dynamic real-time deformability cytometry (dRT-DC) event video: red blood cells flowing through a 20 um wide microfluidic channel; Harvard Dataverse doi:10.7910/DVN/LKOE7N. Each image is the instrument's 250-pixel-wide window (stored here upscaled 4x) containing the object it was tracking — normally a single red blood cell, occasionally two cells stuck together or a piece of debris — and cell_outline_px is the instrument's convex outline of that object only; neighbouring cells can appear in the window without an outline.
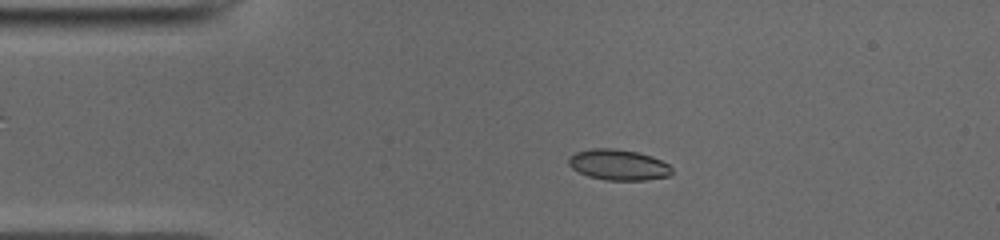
{"species": "common noctule bat (a hibernating species)", "species_latin": "Nyctalus noctula", "temperature_condition": "cold", "stored_images_in_passage": 49, "camera_frame_rate_fps": 3000, "um_per_image_px": 0.085, "animal": {"sex": "male", "body_mass_g": 19.0, "forearm_length_mm": 50.8}, "frame": {"image": 1, "passage_image": 9, "time_ms": 2.667, "image_size_px": [1000, 240], "cell_outline_px": [[672, 172], [668, 176], [644, 180], [604, 180], [588, 176], [572, 168], [568, 164], [568, 156], [576, 152], [592, 148], [612, 148], [636, 152], [652, 156], [668, 164], [672, 168]], "centroid_in_image_um": [52.54, 14.0], "position_along_channel_um": 32.5, "area_um2": 18.44}}
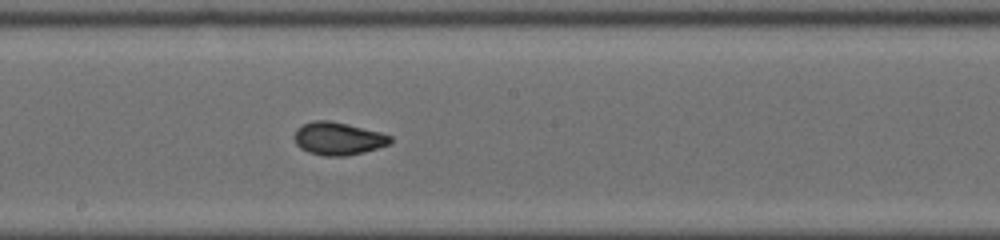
{"frame": {"image": 2, "passage_image": 26, "time_ms": 8.333, "image_size_px": [1000, 240], "cell_outline_px": [[392, 144], [364, 152], [344, 156], [324, 156], [308, 152], [300, 148], [296, 144], [292, 136], [296, 128], [312, 120], [328, 120], [348, 124], [380, 132], [392, 136]], "centroid_in_image_um": [28.73, 11.78], "position_along_channel_um": 219.5, "area_um2": 18.61}}
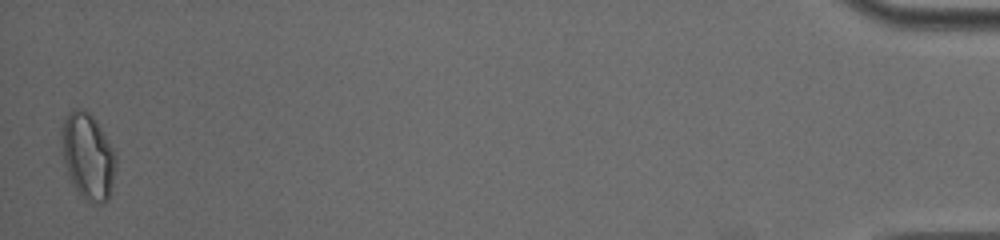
{"frame": {"image": 3, "passage_image": 49, "time_ms": 16.0, "image_size_px": [1000, 240], "cell_outline_px": [[116, 168], [112, 192], [108, 200], [104, 204], [100, 204], [84, 200], [80, 196], [72, 184], [68, 176], [64, 160], [60, 140], [60, 132], [64, 120], [68, 112], [76, 108], [84, 108], [96, 120], [116, 152]], "centroid_in_image_um": [7.48, 13.3], "position_along_channel_um": 427.7, "area_um2": 27.92}, "authors_computed_cell_mechanics": {"area_um2": 18.2648, "velocity_mm_per_s": 3.9587, "shape_relaxation_time_tau1_ms": 6.4811, "shape_relaxation_time_tau2_ms": 0.8305, "deformation_change_tau1": 0.1705, "deformation_change_tau2": 0.0385}}